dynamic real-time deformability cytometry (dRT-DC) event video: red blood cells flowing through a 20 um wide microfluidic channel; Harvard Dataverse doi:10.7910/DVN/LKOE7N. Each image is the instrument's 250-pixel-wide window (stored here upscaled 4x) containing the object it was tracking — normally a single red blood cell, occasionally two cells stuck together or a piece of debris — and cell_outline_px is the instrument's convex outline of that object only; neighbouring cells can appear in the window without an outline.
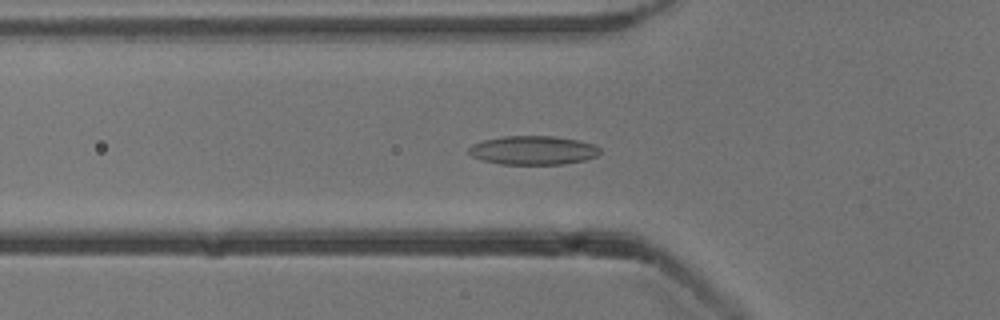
{"species": "common noctule bat (a hibernating species)", "species_latin": "Nyctalus noctula", "temperature_condition": "cold", "stored_images_in_passage": 39, "camera_frame_rate_fps": 3000, "um_per_image_px": 0.085, "animal": {"sex": "male", "body_mass_g": 13.3}, "frame": {"image": 1, "passage_image": 4, "time_ms": 1.0, "image_size_px": [1000, 320], "cell_outline_px": [[600, 152], [596, 156], [584, 160], [564, 164], [500, 164], [484, 160], [472, 156], [468, 152], [468, 148], [472, 144], [484, 140], [504, 136], [556, 136], [576, 140], [592, 144], [600, 148]], "centroid_in_image_um": [45.3, 12.77], "position_along_channel_um": 80.5, "area_um2": 21.91}}
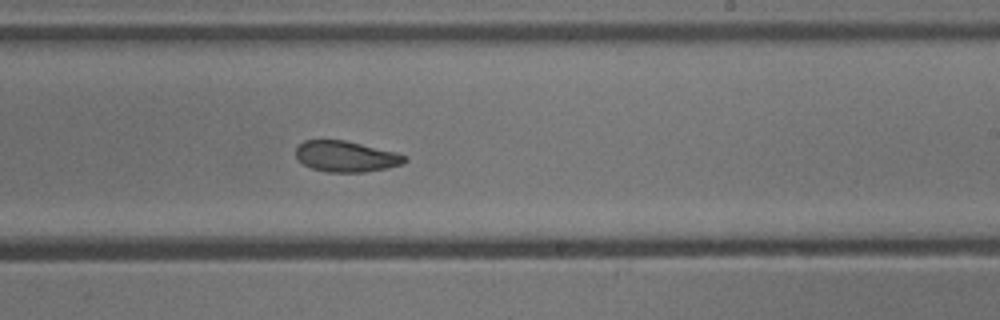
{"frame": {"image": 2, "passage_image": 18, "time_ms": 5.667, "image_size_px": [1000, 320], "cell_outline_px": [[408, 160], [404, 164], [388, 168], [364, 172], [328, 172], [312, 168], [304, 164], [296, 156], [296, 148], [304, 140], [344, 140], [396, 152], [408, 156]], "centroid_in_image_um": [29.46, 13.3], "position_along_channel_um": 259.5, "area_um2": 19.59}}
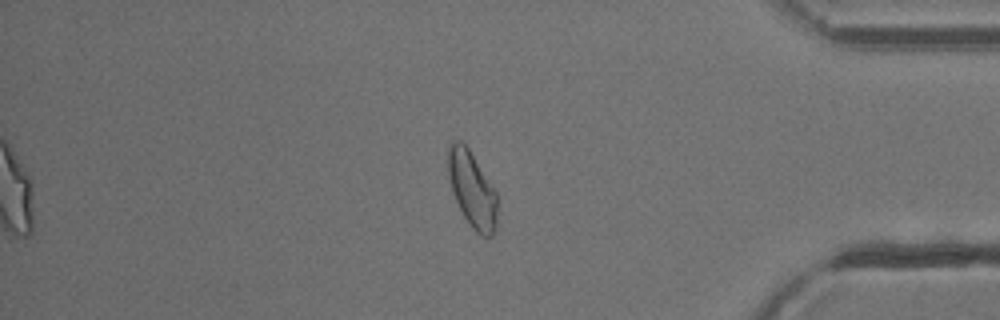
{"frame": {"image": 3, "passage_image": 31, "time_ms": 10.0, "image_size_px": [1000, 320], "cell_outline_px": [[496, 228], [492, 236], [480, 236], [472, 228], [464, 216], [452, 192], [448, 176], [448, 144], [452, 140], [460, 140], [468, 148], [496, 192]], "centroid_in_image_um": [40.1, 16.1], "position_along_channel_um": 395.1, "area_um2": 21.5}, "authors_computed_cell_mechanics": {"area_um2": 20.7502, "velocity_mm_per_s": 3.824, "shape_relaxation_time_tau1_ms": 7.8138, "shape_relaxation_time_tau2_ms": 2.7609, "deformation_change_tau1": 0.1542, "deformation_change_tau2": 0.0913}}